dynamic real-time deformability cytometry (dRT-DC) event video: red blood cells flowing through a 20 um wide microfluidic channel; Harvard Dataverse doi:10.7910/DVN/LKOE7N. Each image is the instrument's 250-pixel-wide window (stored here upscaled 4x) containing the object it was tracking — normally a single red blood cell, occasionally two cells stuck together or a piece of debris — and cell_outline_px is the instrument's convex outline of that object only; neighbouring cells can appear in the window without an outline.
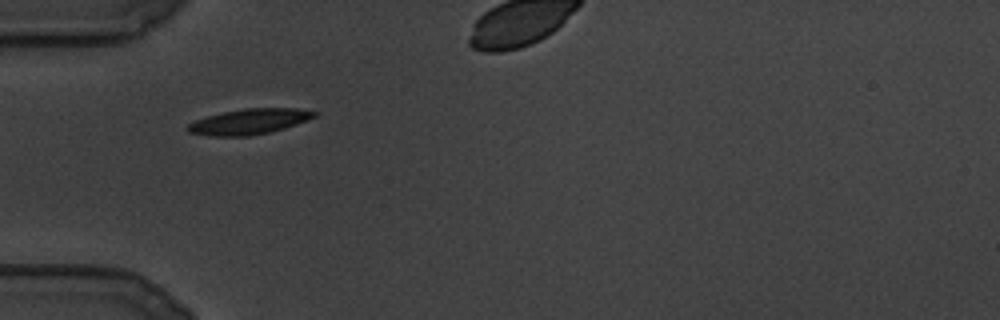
{"species": "common noctule bat (a hibernating species)", "species_latin": "Nyctalus noctula", "temperature_condition": "cold", "stored_images_in_passage": 6, "camera_frame_rate_fps": 3000, "um_per_image_px": 0.085, "animal": {"sex": "male", "body_mass_g": 19.5, "forearm_length_mm": 54.6}, "frame": {"image": 1, "passage_image": 1, "time_ms": 0.0, "image_size_px": [1000, 320], "cell_outline_px": [[320, 112], [316, 116], [308, 120], [284, 128], [268, 132], [248, 136], [208, 136], [188, 132], [184, 128], [188, 124], [196, 120], [208, 116], [224, 112], [244, 108], [296, 108]], "centroid_in_image_um": [21.18, 10.33], "position_along_channel_um": 63.8, "area_um2": 18.79}}
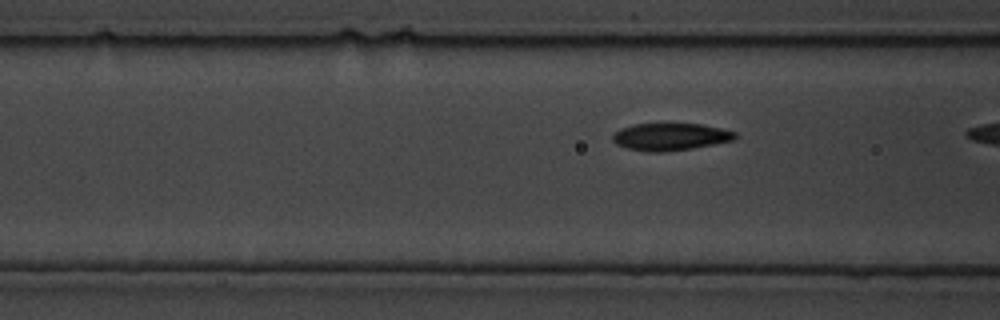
{"frame": {"image": 2, "passage_image": 4, "time_ms": 1.0, "image_size_px": [1000, 320], "cell_outline_px": [[736, 136], [732, 140], [692, 148], [664, 152], [648, 152], [628, 148], [616, 144], [612, 140], [612, 136], [620, 128], [632, 124], [704, 124], [736, 132]], "centroid_in_image_um": [56.94, 11.62], "position_along_channel_um": 109.7, "area_um2": 19.31}}